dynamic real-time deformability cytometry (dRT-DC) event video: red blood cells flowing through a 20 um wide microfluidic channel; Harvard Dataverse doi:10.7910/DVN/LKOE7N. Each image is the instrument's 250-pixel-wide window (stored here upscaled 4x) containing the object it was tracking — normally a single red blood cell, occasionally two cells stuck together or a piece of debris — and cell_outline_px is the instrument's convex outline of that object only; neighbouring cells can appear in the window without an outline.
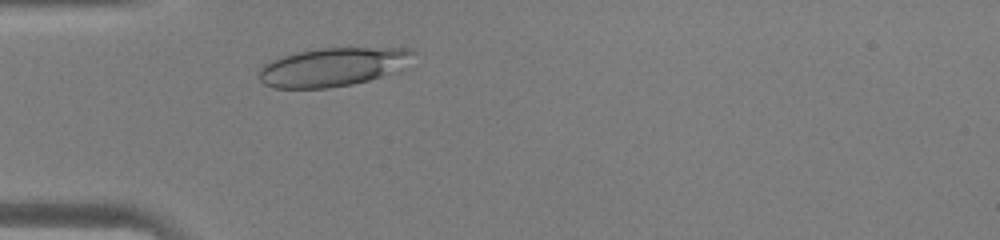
{"species": "human", "species_latin": "Homo sapiens", "temperature_condition": "warm", "stored_images_in_passage": 29, "camera_frame_rate_fps": 3000, "um_per_image_px": 0.085, "donor": {"sex": "male"}, "frame": {"image": 1, "passage_image": 5, "time_ms": 1.333, "image_size_px": [1000, 240], "cell_outline_px": [[416, 52], [392, 72], [368, 80], [352, 84], [328, 88], [272, 88], [264, 84], [260, 80], [260, 68], [268, 60], [280, 56], [296, 52], [320, 48], [412, 48]], "centroid_in_image_um": [28.17, 5.69], "position_along_channel_um": 56.8, "area_um2": 34.28}}
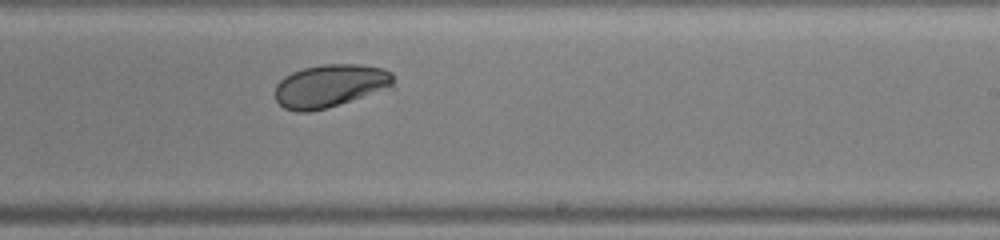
{"frame": {"image": 2, "passage_image": 19, "time_ms": 6.0, "image_size_px": [1000, 240], "cell_outline_px": [[396, 88], [324, 108], [308, 112], [296, 112], [284, 108], [276, 100], [276, 84], [284, 76], [292, 72], [304, 68], [324, 64], [360, 64], [384, 68], [392, 72]], "centroid_in_image_um": [28.13, 7.29], "position_along_channel_um": 260.9, "area_um2": 30.0}}
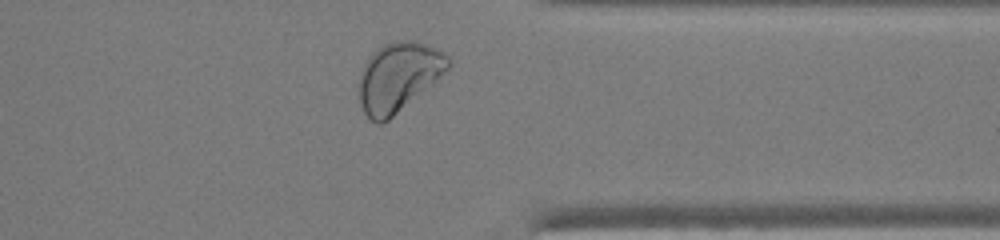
{"frame": {"image": 3, "passage_image": 27, "time_ms": 8.667, "image_size_px": [1000, 240], "cell_outline_px": [[452, 64], [436, 80], [388, 120], [380, 124], [376, 124], [364, 112], [360, 104], [360, 72], [364, 64], [372, 52], [376, 48], [384, 44], [396, 40], [412, 40], [436, 48], [444, 52], [452, 60]], "centroid_in_image_um": [33.86, 6.51], "position_along_channel_um": 377.5, "area_um2": 35.55}}